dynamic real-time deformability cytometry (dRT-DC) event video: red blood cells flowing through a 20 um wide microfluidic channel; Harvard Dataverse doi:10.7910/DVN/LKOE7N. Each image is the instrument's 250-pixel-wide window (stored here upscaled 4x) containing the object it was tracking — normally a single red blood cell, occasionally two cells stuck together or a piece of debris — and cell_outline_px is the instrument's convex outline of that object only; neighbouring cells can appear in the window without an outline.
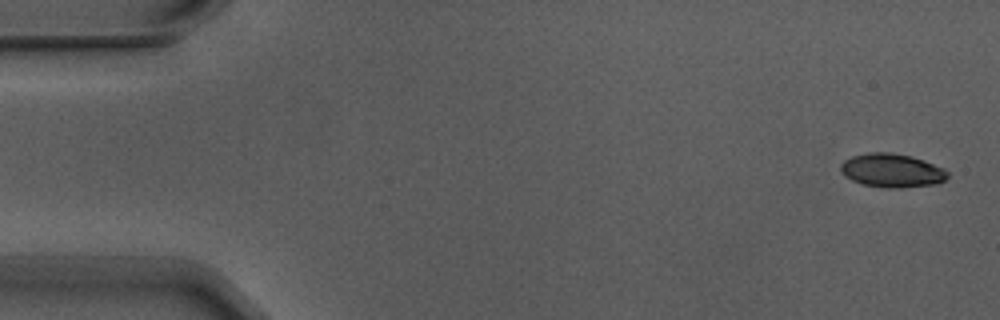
{"species": "Egyptian fruit bat (a non-hibernating species)", "species_latin": "Rousettus aegyptiacus", "temperature_condition": "warm", "stored_images_in_passage": 4, "camera_frame_rate_fps": 3000, "um_per_image_px": 0.085, "animal": {"sex": "male"}, "frame": {"image": 1, "passage_image": 1, "time_ms": 0.0, "image_size_px": [1000, 320], "cell_outline_px": [[948, 176], [944, 180], [936, 184], [900, 188], [888, 188], [864, 184], [852, 180], [840, 172], [840, 164], [844, 160], [852, 156], [872, 152], [888, 152], [912, 156], [924, 160], [944, 168], [948, 172]], "centroid_in_image_um": [75.82, 14.49], "position_along_channel_um": 9.2, "area_um2": 20.98}}